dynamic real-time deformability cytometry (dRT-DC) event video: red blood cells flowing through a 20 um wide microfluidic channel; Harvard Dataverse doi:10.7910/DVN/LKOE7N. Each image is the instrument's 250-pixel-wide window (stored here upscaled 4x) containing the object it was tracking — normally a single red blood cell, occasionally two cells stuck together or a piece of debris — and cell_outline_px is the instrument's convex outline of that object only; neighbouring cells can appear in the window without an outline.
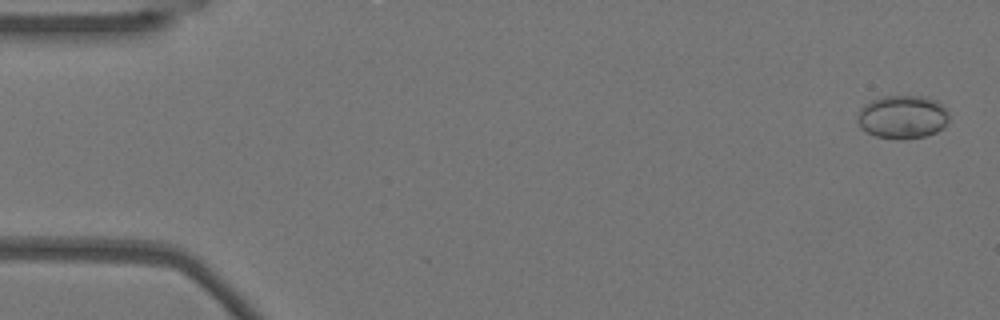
{"species": "Egyptian fruit bat (a non-hibernating species)", "species_latin": "Rousettus aegyptiacus", "temperature_condition": "warm", "stored_images_in_passage": 53, "camera_frame_rate_fps": 3000, "um_per_image_px": 0.085, "animal": {"sex": "female"}, "frame": {"image": 1, "passage_image": 2, "time_ms": 0.333, "image_size_px": [1000, 320], "cell_outline_px": [[948, 120], [936, 132], [924, 136], [900, 140], [896, 140], [876, 136], [860, 128], [856, 120], [856, 116], [860, 108], [864, 104], [872, 100], [884, 96], [924, 96], [936, 100], [948, 112]], "centroid_in_image_um": [76.66, 9.94], "position_along_channel_um": 8.3, "area_um2": 23.18}}
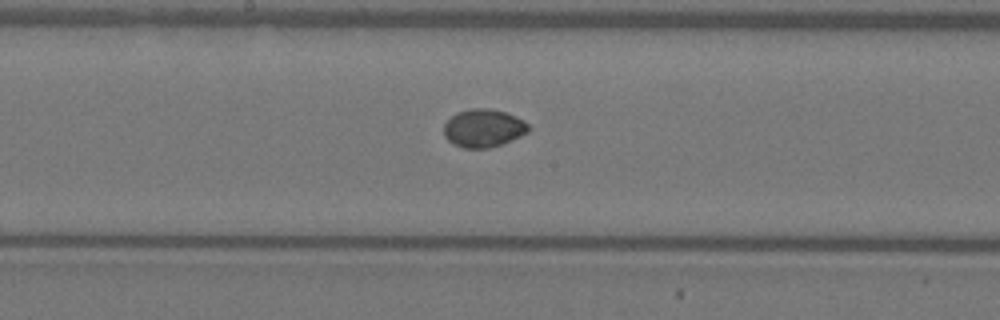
{"frame": {"image": 2, "passage_image": 28, "time_ms": 9.0, "image_size_px": [1000, 320], "cell_outline_px": [[528, 132], [520, 136], [500, 144], [488, 148], [464, 148], [452, 144], [444, 136], [444, 124], [456, 112], [472, 108], [488, 108], [504, 112], [524, 120], [528, 124]], "centroid_in_image_um": [41.06, 10.89], "position_along_channel_um": 207.1, "area_um2": 18.61}}
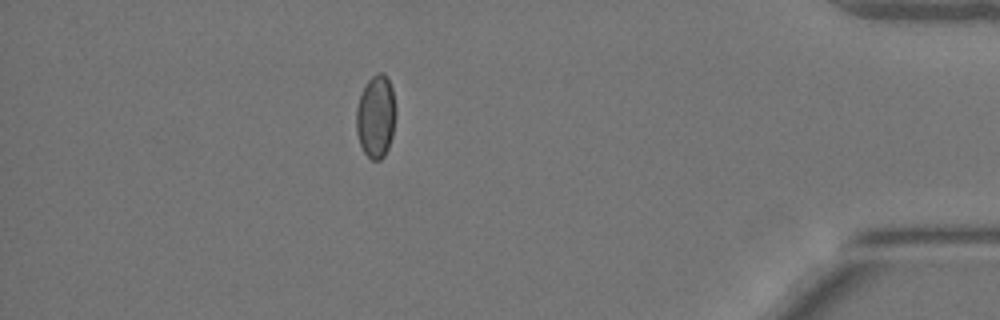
{"frame": {"image": 3, "passage_image": 47, "time_ms": 15.333, "image_size_px": [1000, 320], "cell_outline_px": [[396, 116], [392, 136], [388, 148], [384, 156], [380, 160], [372, 160], [364, 152], [360, 144], [356, 132], [356, 108], [360, 96], [368, 80], [376, 72], [380, 72], [388, 76], [392, 88], [396, 108]], "centroid_in_image_um": [31.96, 9.89], "position_along_channel_um": 403.2, "area_um2": 19.25}}